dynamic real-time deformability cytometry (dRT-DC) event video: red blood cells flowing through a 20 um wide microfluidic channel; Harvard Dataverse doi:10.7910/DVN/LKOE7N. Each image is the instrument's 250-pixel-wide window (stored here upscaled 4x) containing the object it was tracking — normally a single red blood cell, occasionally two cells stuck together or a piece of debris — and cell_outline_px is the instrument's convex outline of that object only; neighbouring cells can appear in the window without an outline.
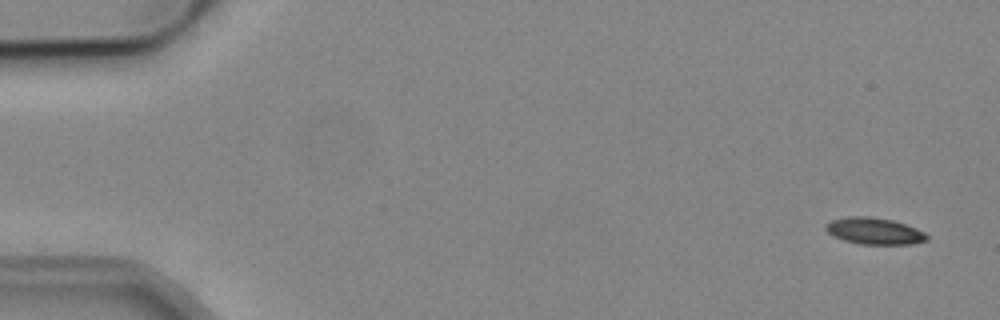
{"species": "common noctule bat (a hibernating species)", "species_latin": "Nyctalus noctula", "temperature_condition": "cold", "stored_images_in_passage": 54, "camera_frame_rate_fps": 3000, "um_per_image_px": 0.085, "animal": {"sex": "male", "body_mass_g": 19.2, "forearm_length_mm": 51.8}, "frame": {"image": 1, "passage_image": 3, "time_ms": 0.667, "image_size_px": [1000, 320], "cell_outline_px": [[928, 240], [912, 244], [860, 244], [844, 240], [832, 236], [824, 228], [824, 224], [832, 220], [848, 216], [868, 216], [892, 220], [916, 228], [924, 232], [928, 236]], "centroid_in_image_um": [74.29, 19.64], "position_along_channel_um": 10.7, "area_um2": 15.72}}
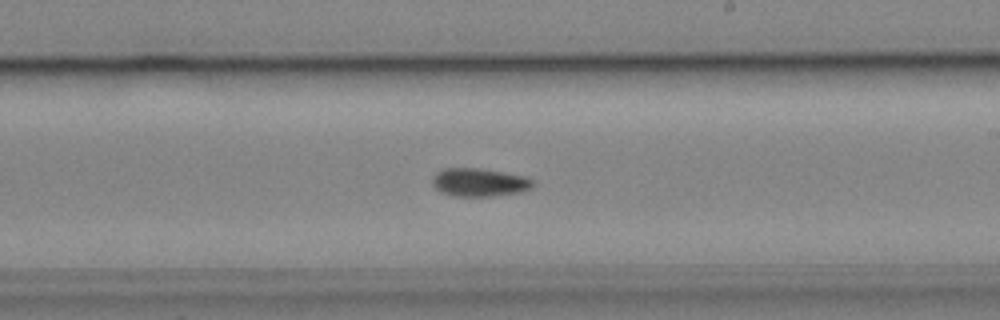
{"frame": {"image": 2, "passage_image": 32, "time_ms": 10.333, "image_size_px": [1000, 320], "cell_outline_px": [[532, 188], [520, 192], [492, 196], [452, 196], [440, 192], [432, 184], [432, 176], [436, 172], [444, 168], [480, 168], [504, 172], [524, 176], [532, 180]], "centroid_in_image_um": [40.7, 15.5], "position_along_channel_um": 248.3, "area_um2": 16.59}}
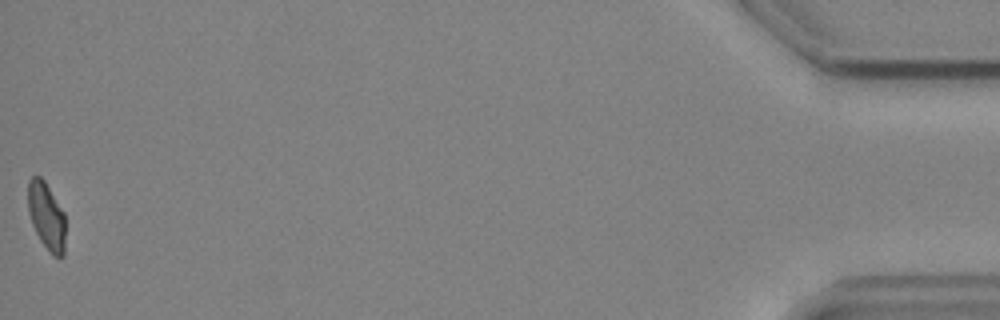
{"frame": {"image": 3, "passage_image": 54, "time_ms": 17.667, "image_size_px": [1000, 320], "cell_outline_px": [[64, 256], [52, 256], [40, 240], [32, 224], [28, 212], [28, 180], [32, 176], [40, 176], [44, 180], [64, 212]], "centroid_in_image_um": [3.93, 18.36], "position_along_channel_um": 431.3, "area_um2": 14.62}}